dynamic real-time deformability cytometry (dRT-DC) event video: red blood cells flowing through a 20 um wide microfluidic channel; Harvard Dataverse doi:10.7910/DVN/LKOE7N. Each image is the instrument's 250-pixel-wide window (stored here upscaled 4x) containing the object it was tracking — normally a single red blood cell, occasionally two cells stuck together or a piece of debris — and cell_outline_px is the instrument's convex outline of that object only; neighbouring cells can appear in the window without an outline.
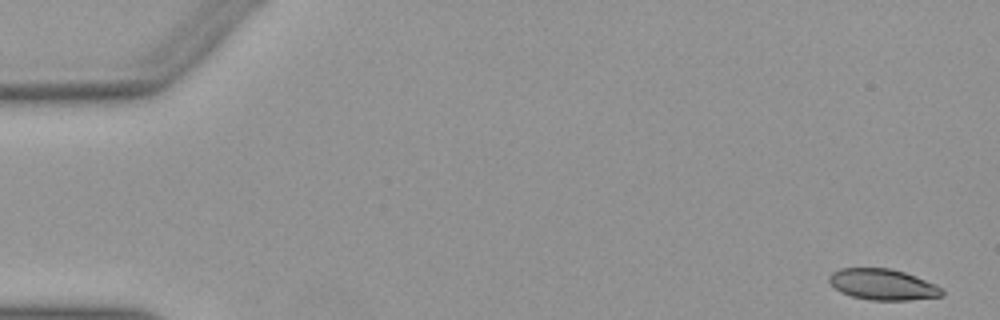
{"species": "Egyptian fruit bat (a non-hibernating species)", "species_latin": "Rousettus aegyptiacus", "temperature_condition": "warm", "stored_images_in_passage": 45, "camera_frame_rate_fps": 3000, "um_per_image_px": 0.085, "animal": {"sex": "female"}, "frame": {"image": 1, "passage_image": 1, "time_ms": 0.0, "image_size_px": [1000, 320], "cell_outline_px": [[944, 292], [940, 296], [908, 300], [868, 300], [852, 296], [840, 292], [828, 280], [828, 276], [832, 272], [840, 268], [892, 268], [916, 276], [936, 284], [944, 288]], "centroid_in_image_um": [75.04, 24.17], "position_along_channel_um": 10.0, "area_um2": 20.46}}
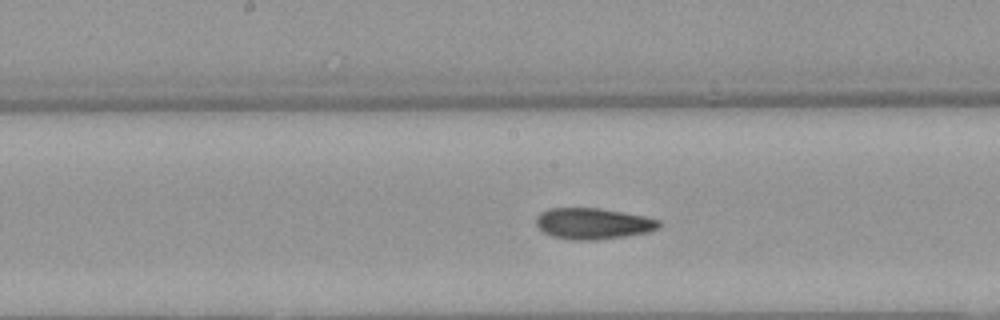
{"frame": {"image": 2, "passage_image": 26, "time_ms": 8.333, "image_size_px": [1000, 320], "cell_outline_px": [[660, 228], [648, 232], [624, 236], [596, 240], [568, 240], [552, 236], [544, 232], [536, 224], [536, 216], [540, 212], [548, 208], [600, 208], [644, 216], [660, 220]], "centroid_in_image_um": [50.39, 19.0], "position_along_channel_um": 197.8, "area_um2": 22.37}}
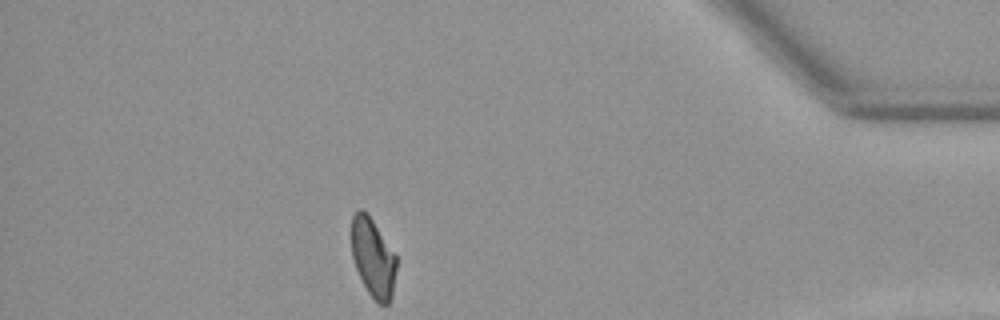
{"frame": {"image": 3, "passage_image": 45, "time_ms": 14.667, "image_size_px": [1000, 320], "cell_outline_px": [[396, 268], [392, 296], [388, 304], [380, 304], [368, 292], [356, 268], [352, 256], [352, 216], [356, 208], [360, 208], [368, 212], [396, 256]], "centroid_in_image_um": [31.7, 21.85], "position_along_channel_um": 403.5, "area_um2": 20.46}, "authors_computed_cell_mechanics": {"area_um2": 21.9062, "velocity_mm_per_s": 3.9502, "shape_relaxation_time_tau1_ms": 9.0597, "shape_relaxation_time_tau2_ms": 3.0326, "deformation_change_tau1": 0.2159, "deformation_change_tau2": 0.0851}}